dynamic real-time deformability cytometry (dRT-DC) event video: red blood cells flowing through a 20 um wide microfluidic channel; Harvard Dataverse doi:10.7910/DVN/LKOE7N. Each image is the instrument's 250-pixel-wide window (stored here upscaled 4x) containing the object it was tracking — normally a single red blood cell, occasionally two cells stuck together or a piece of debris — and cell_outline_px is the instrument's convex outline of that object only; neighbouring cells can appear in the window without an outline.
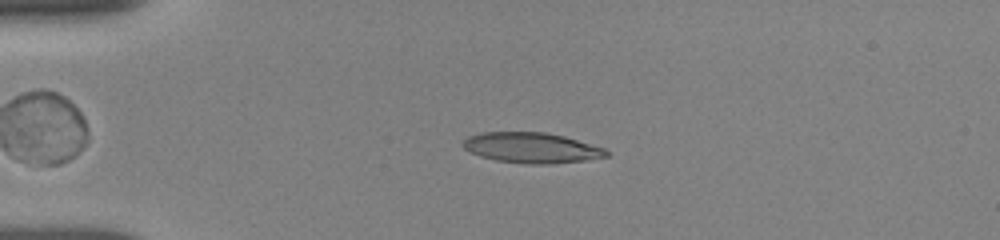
{"species": "human", "species_latin": "Homo sapiens", "temperature_condition": "room temperature", "stored_images_in_passage": 24, "camera_frame_rate_fps": 3000, "um_per_image_px": 0.085, "donor": {"sex": "female"}, "frame": {"image": 1, "passage_image": 3, "time_ms": 2.333, "image_size_px": [1000, 240], "cell_outline_px": [[608, 156], [584, 160], [552, 164], [524, 164], [496, 160], [480, 156], [468, 152], [460, 144], [468, 136], [480, 132], [544, 132], [564, 136], [604, 148], [608, 152]], "centroid_in_image_um": [45.13, 12.56], "position_along_channel_um": 39.9, "area_um2": 25.49}}
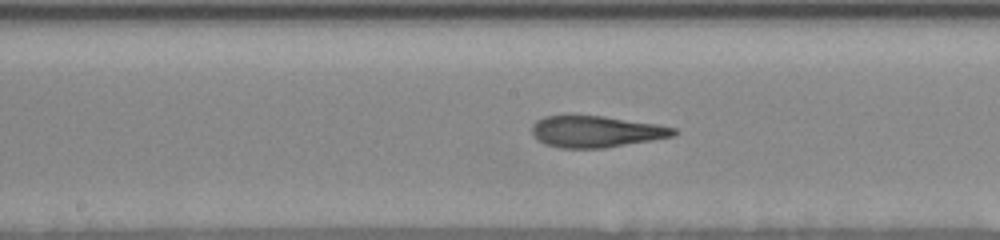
{"frame": {"image": 2, "passage_image": 14, "time_ms": 7.333, "image_size_px": [1000, 240], "cell_outline_px": [[680, 132], [672, 136], [652, 140], [604, 148], [560, 148], [544, 144], [536, 140], [532, 132], [532, 124], [536, 120], [544, 116], [604, 116], [660, 124], [676, 128]], "centroid_in_image_um": [50.67, 11.18], "position_along_channel_um": 197.5, "area_um2": 26.18}}
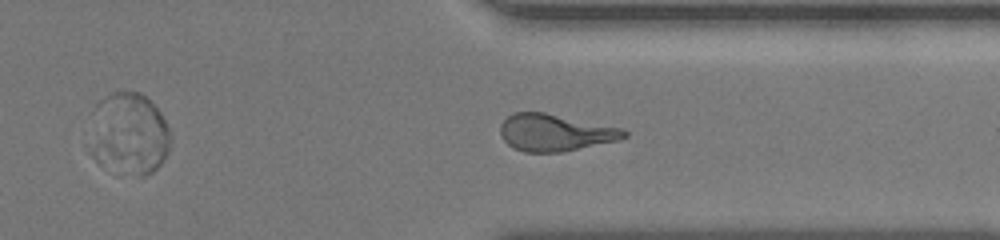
{"frame": {"image": 3, "passage_image": 22, "time_ms": 11.667, "image_size_px": [1000, 240], "cell_outline_px": [[628, 136], [620, 140], [560, 152], [524, 152], [512, 148], [504, 140], [500, 132], [500, 124], [512, 112], [544, 112], [624, 128], [628, 132]], "centroid_in_image_um": [47.2, 11.26], "position_along_channel_um": 364.2, "area_um2": 26.82}, "authors_computed_cell_mechanics": {"area_um2": 26.1545, "velocity_mm_per_s": 3.8569, "shape_relaxation_time_tau1_ms": null, "shape_relaxation_time_tau2_ms": 2.3435, "deformation_change_tau1": null, "deformation_change_tau2": 0.1201}}